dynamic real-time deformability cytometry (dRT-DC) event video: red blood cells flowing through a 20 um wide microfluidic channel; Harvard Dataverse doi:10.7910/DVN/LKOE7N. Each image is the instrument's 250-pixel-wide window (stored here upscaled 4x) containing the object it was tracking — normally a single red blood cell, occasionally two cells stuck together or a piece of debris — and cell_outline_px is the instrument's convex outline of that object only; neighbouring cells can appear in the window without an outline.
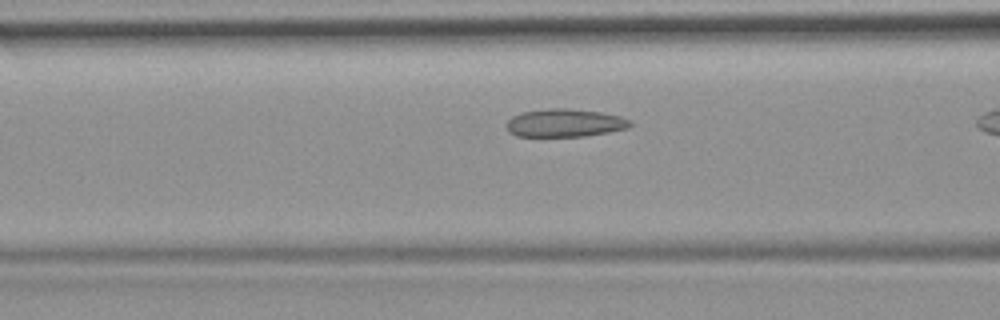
{"species": "common noctule bat (a hibernating species)", "species_latin": "Nyctalus noctula", "temperature_condition": "room temperature", "stored_images_in_passage": 20, "camera_frame_rate_fps": 3000, "um_per_image_px": 0.085, "animal": {"sex": "female", "body_mass_g": 19.9}, "frame": {"image": 1, "passage_image": 15, "time_ms": 4.667, "image_size_px": [1000, 320], "cell_outline_px": [[632, 124], [628, 128], [608, 132], [584, 136], [516, 136], [508, 132], [504, 124], [512, 116], [520, 112], [548, 108], [568, 108], [600, 112], [620, 116], [632, 120]], "centroid_in_image_um": [47.97, 10.44], "position_along_channel_um": 118.6, "area_um2": 20.4}}